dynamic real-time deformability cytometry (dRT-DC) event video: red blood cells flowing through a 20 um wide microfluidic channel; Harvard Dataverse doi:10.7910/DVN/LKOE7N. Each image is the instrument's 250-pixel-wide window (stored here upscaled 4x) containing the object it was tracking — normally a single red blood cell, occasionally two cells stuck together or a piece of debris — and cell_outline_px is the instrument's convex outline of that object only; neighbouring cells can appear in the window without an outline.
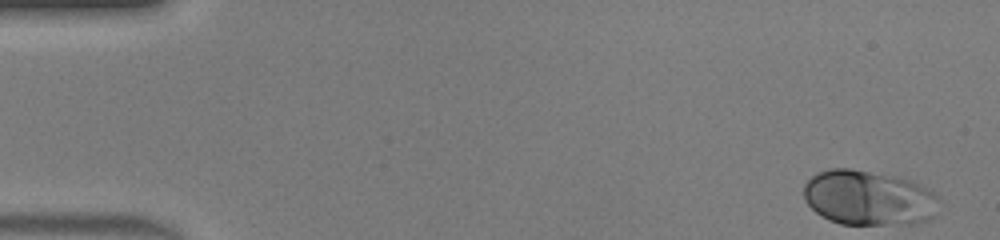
{"species": "human", "species_latin": "Homo sapiens", "temperature_condition": "warm", "stored_images_in_passage": 45, "camera_frame_rate_fps": 3000, "um_per_image_px": 0.085, "donor": {"sex": "male"}, "frame": {"image": 1, "passage_image": 1, "time_ms": 0.0, "image_size_px": [1000, 240], "cell_outline_px": [[940, 200], [932, 216], [928, 220], [916, 224], [840, 224], [828, 220], [816, 212], [804, 200], [804, 184], [812, 176], [828, 168], [848, 168], [896, 176], [920, 184], [928, 188]], "centroid_in_image_um": [73.82, 16.82], "position_along_channel_um": 11.2, "area_um2": 43.41}}
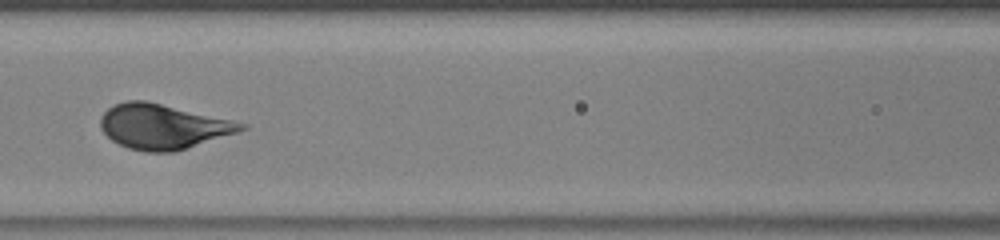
{"frame": {"image": 2, "passage_image": 20, "time_ms": 6.333, "image_size_px": [1000, 240], "cell_outline_px": [[248, 128], [240, 132], [176, 152], [144, 152], [128, 148], [112, 140], [100, 128], [100, 116], [112, 104], [128, 100], [144, 100], [232, 120], [248, 124]], "centroid_in_image_um": [13.86, 10.77], "position_along_channel_um": 152.7, "area_um2": 36.99}}
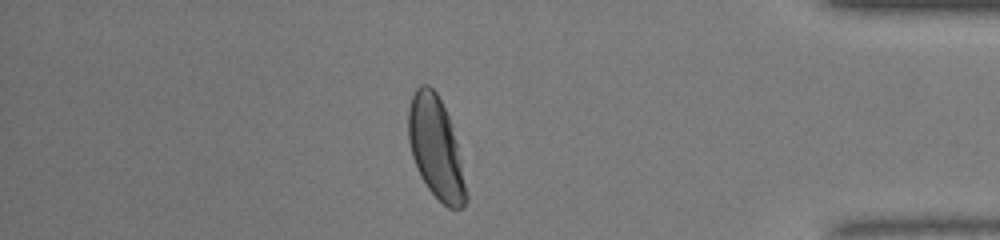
{"frame": {"image": 3, "passage_image": 39, "time_ms": 12.667, "image_size_px": [1000, 240], "cell_outline_px": [[468, 200], [460, 208], [448, 208], [428, 188], [420, 176], [412, 156], [408, 140], [408, 108], [412, 96], [416, 88], [420, 84], [428, 84], [436, 92], [448, 116], [456, 144], [468, 196]], "centroid_in_image_um": [37.01, 12.56], "position_along_channel_um": 398.2, "area_um2": 33.52}, "authors_computed_cell_mechanics": {"area_um2": 36.992, "velocity_mm_per_s": 4.4073, "shape_relaxation_time_tau1_ms": 2.093, "shape_relaxation_time_tau2_ms": null, "deformation_change_tau1": 0.1652, "deformation_change_tau2": null}}